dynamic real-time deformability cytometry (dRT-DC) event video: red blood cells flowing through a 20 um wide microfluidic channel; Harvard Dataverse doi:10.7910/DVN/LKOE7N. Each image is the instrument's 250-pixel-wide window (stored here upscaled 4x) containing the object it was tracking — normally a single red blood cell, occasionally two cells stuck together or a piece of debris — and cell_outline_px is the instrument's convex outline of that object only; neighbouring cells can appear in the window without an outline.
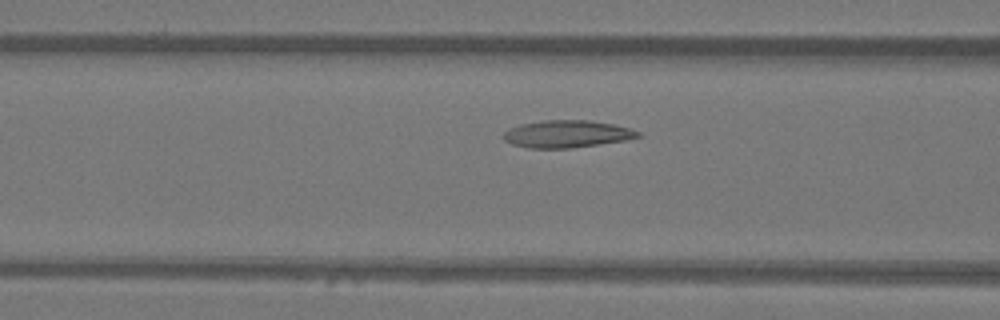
{"species": "Egyptian fruit bat (a non-hibernating species)", "species_latin": "Rousettus aegyptiacus", "temperature_condition": "warm", "stored_images_in_passage": 32, "camera_frame_rate_fps": 3000, "um_per_image_px": 0.085, "animal": {"sex": "female"}, "frame": {"image": 1, "passage_image": 17, "time_ms": 5.333, "image_size_px": [1000, 320], "cell_outline_px": [[640, 136], [628, 140], [572, 148], [528, 148], [512, 144], [504, 140], [504, 132], [508, 128], [520, 124], [544, 120], [588, 120], [612, 124], [628, 128], [640, 132]], "centroid_in_image_um": [48.17, 11.39], "position_along_channel_um": 118.4, "area_um2": 21.39}}
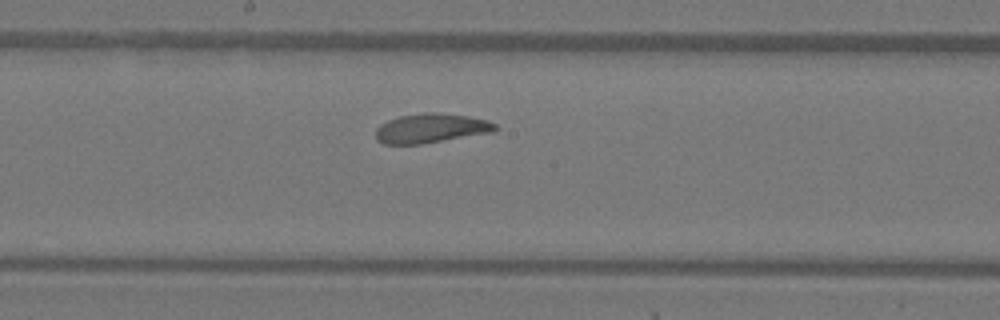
{"frame": {"image": 2, "passage_image": 24, "time_ms": 7.667, "image_size_px": [1000, 320], "cell_outline_px": [[496, 128], [492, 132], [424, 144], [384, 144], [376, 140], [376, 128], [380, 124], [388, 120], [400, 116], [424, 112], [436, 112], [468, 116], [488, 120], [496, 124]], "centroid_in_image_um": [36.61, 10.9], "position_along_channel_um": 211.6, "area_um2": 20.52}}
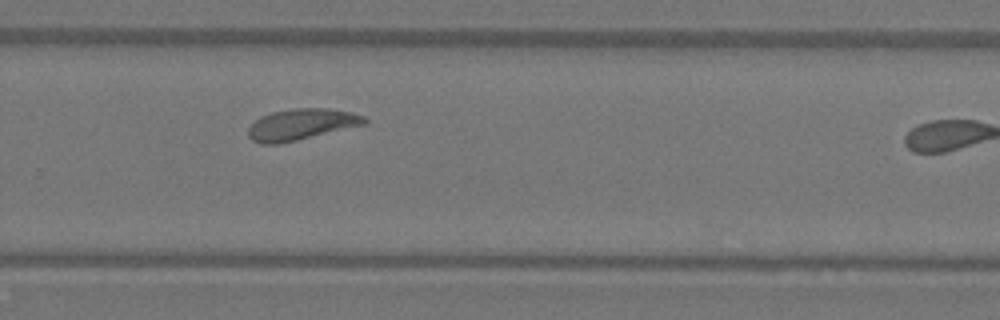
{"frame": {"image": 3, "passage_image": 31, "time_ms": 10.0, "image_size_px": [1000, 320], "cell_outline_px": [[368, 124], [296, 140], [276, 144], [260, 144], [252, 140], [248, 136], [248, 128], [260, 116], [272, 112], [296, 108], [328, 108], [352, 112], [364, 116], [368, 120]], "centroid_in_image_um": [25.64, 10.57], "position_along_channel_um": 304.2, "area_um2": 21.15}}